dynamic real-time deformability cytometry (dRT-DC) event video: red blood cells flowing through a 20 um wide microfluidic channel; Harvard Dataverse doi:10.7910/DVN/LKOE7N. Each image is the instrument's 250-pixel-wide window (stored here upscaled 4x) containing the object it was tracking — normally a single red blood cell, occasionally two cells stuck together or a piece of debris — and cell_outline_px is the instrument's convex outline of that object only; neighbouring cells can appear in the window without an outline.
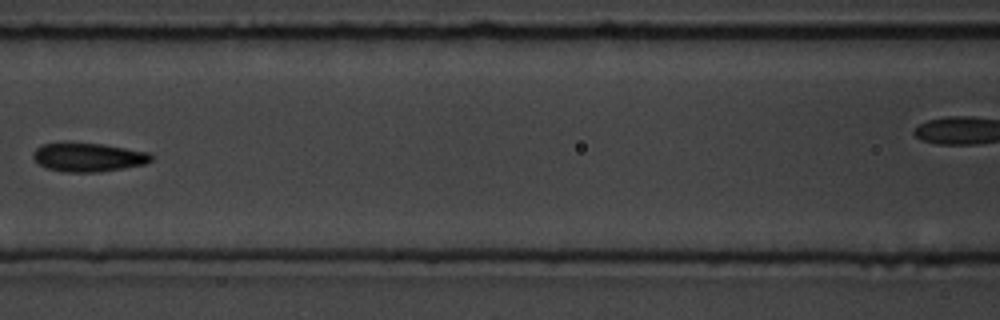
{"species": "common noctule bat (a hibernating species)", "species_latin": "Nyctalus noctula", "temperature_condition": "room temperature", "stored_images_in_passage": 14, "camera_frame_rate_fps": 3000, "um_per_image_px": 0.085, "animal": {"sex": "male", "body_mass_g": 19.5, "forearm_length_mm": 54.6}, "frame": {"image": 1, "passage_image": 7, "time_ms": 8.0, "image_size_px": [1000, 320], "cell_outline_px": [[152, 160], [144, 164], [100, 172], [64, 172], [48, 168], [40, 164], [32, 156], [32, 152], [40, 144], [104, 144], [148, 152], [152, 156]], "centroid_in_image_um": [7.51, 13.38], "position_along_channel_um": 159.1, "area_um2": 19.36}}
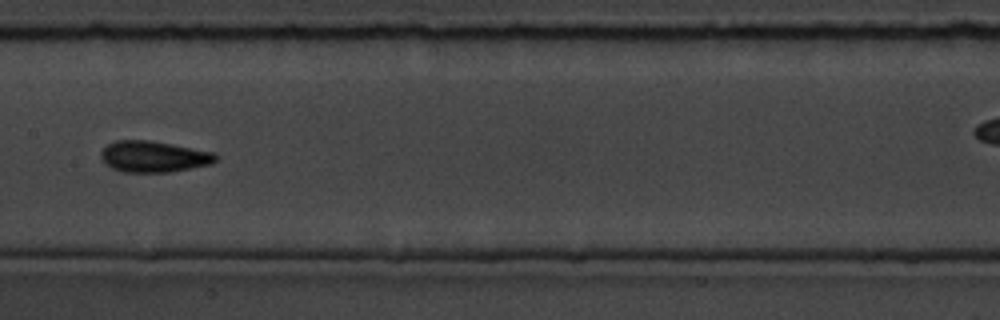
{"frame": {"image": 2, "passage_image": 8, "time_ms": 9.0, "image_size_px": [1000, 320], "cell_outline_px": [[220, 156], [212, 164], [168, 172], [124, 172], [112, 168], [104, 164], [100, 156], [100, 152], [108, 144], [116, 140], [148, 140], [172, 144], [216, 152]], "centroid_in_image_um": [13.08, 13.31], "position_along_channel_um": 194.3, "area_um2": 21.04}, "authors_computed_cell_mechanics": {"area_um2": 19.5364, "velocity_mm_per_s": 3.5414, "shape_relaxation_time_tau1_ms": 5.3481, "shape_relaxation_time_tau2_ms": 2.537, "deformation_change_tau1": 0.1243, "deformation_change_tau2": 0.0523}}